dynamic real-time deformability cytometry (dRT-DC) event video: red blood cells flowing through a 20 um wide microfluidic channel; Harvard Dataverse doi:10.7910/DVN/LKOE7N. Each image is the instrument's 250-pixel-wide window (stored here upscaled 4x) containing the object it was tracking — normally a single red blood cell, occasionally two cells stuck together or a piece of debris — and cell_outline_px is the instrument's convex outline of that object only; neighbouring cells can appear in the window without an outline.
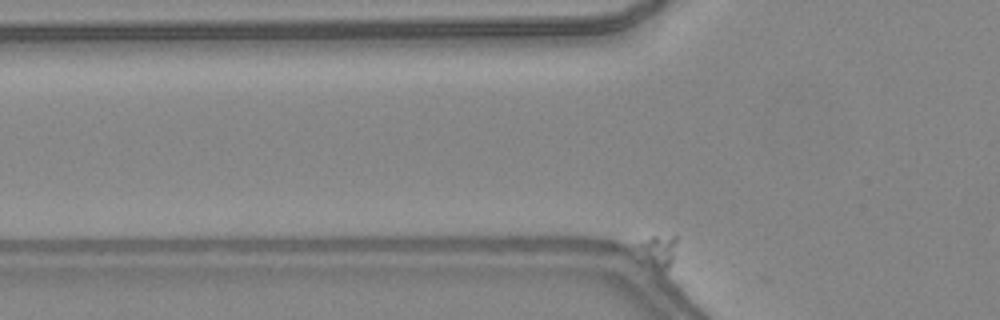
{"species": "common noctule bat (a hibernating species)", "species_latin": "Nyctalus noctula", "temperature_condition": "warm", "stored_images_in_passage": 49, "segment_of_instrument_passage": [1, 2], "camera_frame_rate_fps": 3000, "um_per_image_px": 0.085, "animal": {"sex": "female", "body_mass_g": 24.6, "forearm_length_mm": 56.2}, "frame": {"image": 1, "passage_image": 2, "time_ms": 0.333, "image_size_px": [1000, 320], "cell_outline_px": [[676, 240], [672, 260], [668, 268], [656, 268], [608, 248], [608, 244], [652, 236], [676, 236]], "centroid_in_image_um": [55.12, 21.25], "position_along_channel_um": 70.7, "area_um2": 10.35}}